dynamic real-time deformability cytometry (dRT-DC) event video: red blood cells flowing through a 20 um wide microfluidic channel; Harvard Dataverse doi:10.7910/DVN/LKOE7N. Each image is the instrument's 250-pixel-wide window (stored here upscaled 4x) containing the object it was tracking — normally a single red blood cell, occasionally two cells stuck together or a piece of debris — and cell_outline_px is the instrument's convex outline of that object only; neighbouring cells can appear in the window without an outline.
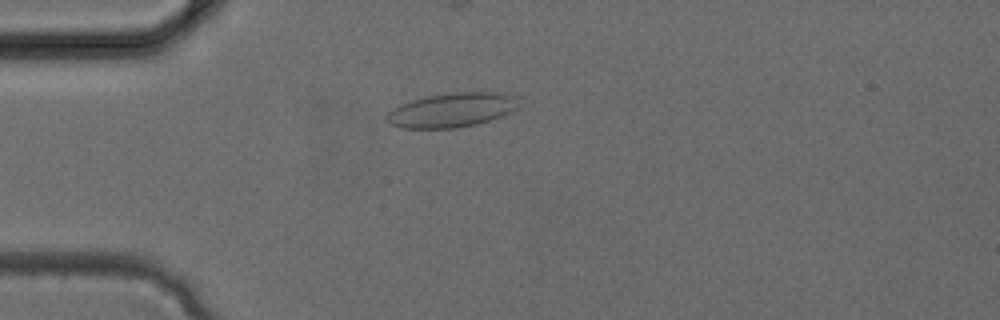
{"species": "common noctule bat (a hibernating species)", "species_latin": "Nyctalus noctula", "temperature_condition": "cold", "stored_images_in_passage": 4, "camera_frame_rate_fps": 3000, "um_per_image_px": 0.085, "animal": {"sex": "female", "body_mass_g": 24.6, "forearm_length_mm": 56.2}, "frame": {"image": 1, "passage_image": 3, "time_ms": 0.667, "image_size_px": [1000, 320], "cell_outline_px": [[516, 108], [500, 116], [476, 124], [456, 128], [400, 128], [384, 120], [384, 116], [392, 108], [400, 104], [412, 100], [428, 96], [452, 92], [504, 92], [512, 96], [516, 104]], "centroid_in_image_um": [38.31, 9.35], "position_along_channel_um": 46.7, "area_um2": 26.13}}